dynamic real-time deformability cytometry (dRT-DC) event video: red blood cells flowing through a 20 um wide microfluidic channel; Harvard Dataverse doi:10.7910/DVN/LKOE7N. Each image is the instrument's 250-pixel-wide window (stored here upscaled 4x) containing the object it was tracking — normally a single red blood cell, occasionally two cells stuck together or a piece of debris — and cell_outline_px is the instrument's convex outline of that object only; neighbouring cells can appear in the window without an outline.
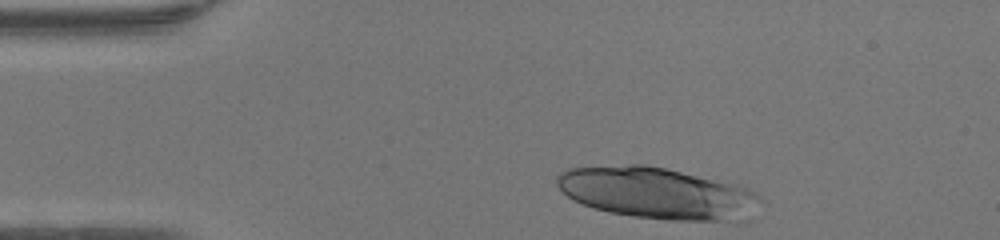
{"species": "human", "species_latin": "Homo sapiens", "temperature_condition": "warm", "stored_images_in_passage": 31, "camera_frame_rate_fps": 3000, "um_per_image_px": 0.085, "donor": {"sex": "female"}, "frame": {"image": 1, "passage_image": 1, "time_ms": 0.0, "image_size_px": [1000, 240], "cell_outline_px": [[760, 196], [752, 220], [736, 224], [668, 220], [632, 216], [608, 212], [584, 204], [568, 196], [556, 184], [556, 176], [560, 172], [568, 168], [628, 164], [644, 164], [668, 168], [736, 184], [748, 188]], "centroid_in_image_um": [56.0, 16.46], "position_along_channel_um": 29.0, "area_um2": 62.42}}